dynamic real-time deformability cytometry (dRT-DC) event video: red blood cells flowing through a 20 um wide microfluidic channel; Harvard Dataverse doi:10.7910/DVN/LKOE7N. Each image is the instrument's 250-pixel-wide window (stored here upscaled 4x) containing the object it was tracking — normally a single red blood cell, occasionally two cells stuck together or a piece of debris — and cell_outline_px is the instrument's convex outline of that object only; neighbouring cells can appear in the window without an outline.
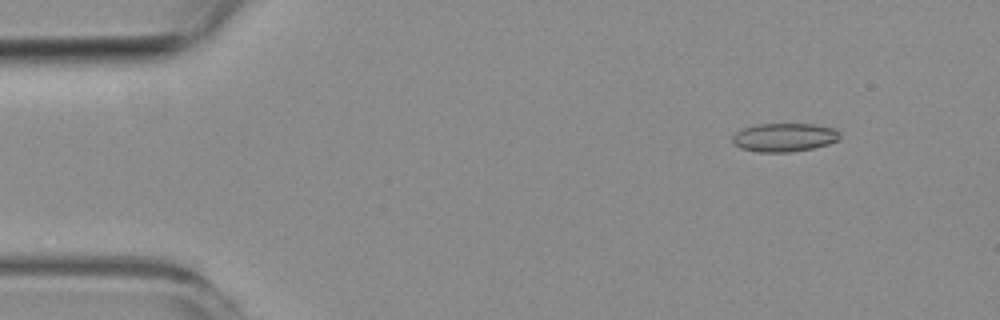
{"species": "common noctule bat (a hibernating species)", "species_latin": "Nyctalus noctula", "temperature_condition": "room temperature", "stored_images_in_passage": 2, "camera_frame_rate_fps": 3000, "um_per_image_px": 0.085, "animal": {"sex": "female", "body_mass_g": 19.3, "forearm_length_mm": 54.1}, "frame": {"image": 1, "passage_image": 2, "time_ms": 1.333, "image_size_px": [1000, 320], "cell_outline_px": [[840, 136], [836, 140], [828, 144], [812, 148], [788, 152], [756, 152], [740, 148], [732, 144], [732, 136], [736, 132], [744, 128], [756, 124], [812, 124], [836, 128], [840, 132]], "centroid_in_image_um": [66.63, 11.67], "position_along_channel_um": 18.4, "area_um2": 17.92}}